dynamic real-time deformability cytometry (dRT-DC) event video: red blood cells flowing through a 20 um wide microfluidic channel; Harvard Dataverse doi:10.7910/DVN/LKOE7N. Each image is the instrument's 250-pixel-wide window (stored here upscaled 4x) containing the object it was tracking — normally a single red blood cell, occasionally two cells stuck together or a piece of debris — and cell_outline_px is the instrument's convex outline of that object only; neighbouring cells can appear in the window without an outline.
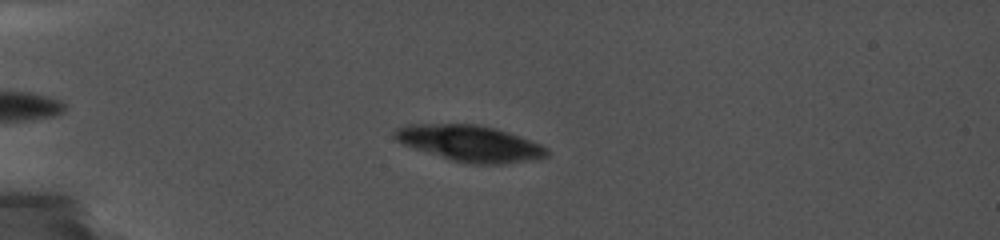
{"species": "common noctule bat (a hibernating species)", "species_latin": "Nyctalus noctula", "temperature_condition": "cold", "stored_images_in_passage": 70, "camera_frame_rate_fps": 5000, "um_per_image_px": 0.085, "animal": {"sex": "female", "body_mass_g": 19.0, "forearm_length_mm": 56.7}, "frame": {"image": 1, "passage_image": 23, "time_ms": 5.2, "image_size_px": [1000, 240], "cell_outline_px": [[548, 156], [536, 160], [504, 164], [468, 164], [452, 160], [404, 144], [396, 140], [392, 136], [392, 132], [396, 128], [404, 124], [476, 124], [496, 128], [520, 136], [540, 144], [548, 148]], "centroid_in_image_um": [39.97, 12.18], "position_along_channel_um": 45.0, "area_um2": 32.14}}
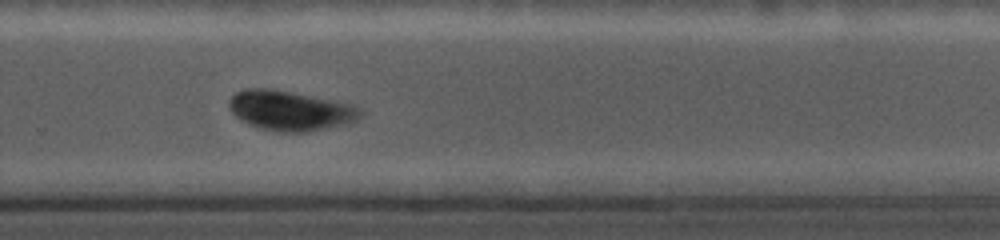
{"frame": {"image": 2, "passage_image": 56, "time_ms": 13.4, "image_size_px": [1000, 240], "cell_outline_px": [[360, 116], [356, 120], [308, 132], [276, 132], [260, 128], [248, 124], [240, 120], [232, 112], [228, 104], [232, 96], [236, 92], [248, 88], [260, 88], [288, 92], [356, 104], [360, 108]], "centroid_in_image_um": [24.64, 9.41], "position_along_channel_um": 305.2, "area_um2": 30.0}}
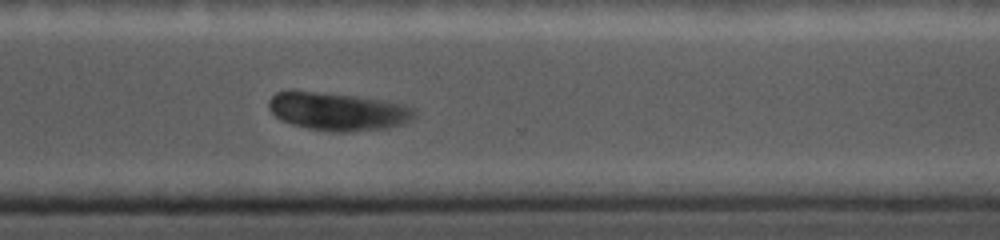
{"frame": {"image": 3, "passage_image": 59, "time_ms": 14.4, "image_size_px": [1000, 240], "cell_outline_px": [[416, 116], [412, 120], [388, 128], [348, 132], [332, 132], [308, 128], [292, 124], [280, 120], [268, 108], [268, 100], [276, 92], [312, 92], [352, 96], [400, 104], [416, 108]], "centroid_in_image_um": [28.72, 9.5], "position_along_channel_um": 341.9, "area_um2": 31.73}}